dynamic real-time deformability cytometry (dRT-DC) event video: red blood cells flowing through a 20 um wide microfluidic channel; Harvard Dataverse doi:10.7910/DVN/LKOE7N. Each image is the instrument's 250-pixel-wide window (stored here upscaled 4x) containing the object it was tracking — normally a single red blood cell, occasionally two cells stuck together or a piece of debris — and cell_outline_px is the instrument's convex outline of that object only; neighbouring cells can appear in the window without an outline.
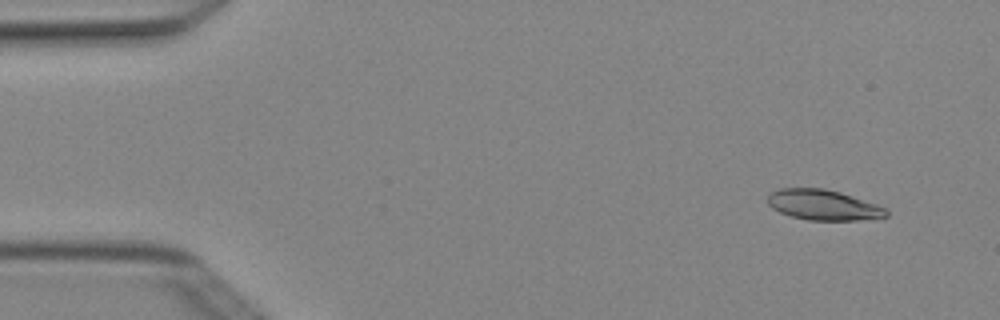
{"species": "Egyptian fruit bat (a non-hibernating species)", "species_latin": "Rousettus aegyptiacus", "temperature_condition": "cold", "stored_images_in_passage": 3, "camera_frame_rate_fps": 3000, "um_per_image_px": 0.085, "animal": {"sex": "female"}, "frame": {"image": 1, "passage_image": 1, "time_ms": 0.0, "image_size_px": [1000, 320], "cell_outline_px": [[888, 216], [856, 220], [808, 220], [792, 216], [780, 212], [772, 208], [768, 204], [768, 196], [772, 192], [780, 188], [824, 188], [840, 192], [876, 204], [884, 208], [888, 212]], "centroid_in_image_um": [69.96, 17.41], "position_along_channel_um": 15.0, "area_um2": 20.75}}
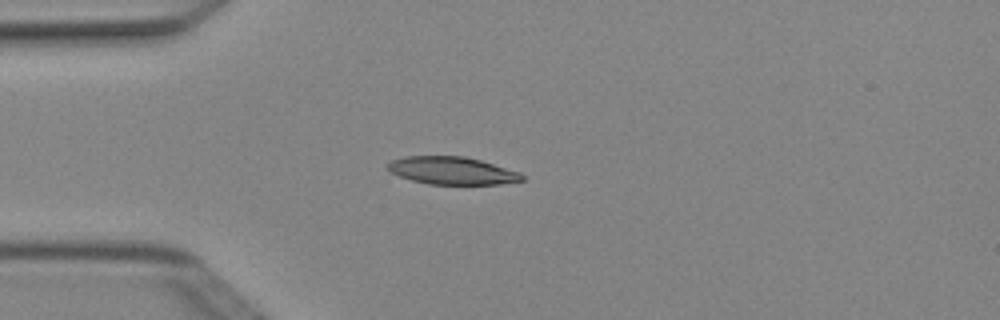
{"frame": {"image": 2, "passage_image": 3, "time_ms": 0.667, "image_size_px": [1000, 320], "cell_outline_px": [[524, 180], [500, 184], [428, 184], [412, 180], [388, 172], [384, 168], [384, 164], [392, 160], [404, 156], [464, 156], [480, 160], [520, 172], [524, 176]], "centroid_in_image_um": [38.36, 14.5], "position_along_channel_um": 46.6, "area_um2": 21.79}}